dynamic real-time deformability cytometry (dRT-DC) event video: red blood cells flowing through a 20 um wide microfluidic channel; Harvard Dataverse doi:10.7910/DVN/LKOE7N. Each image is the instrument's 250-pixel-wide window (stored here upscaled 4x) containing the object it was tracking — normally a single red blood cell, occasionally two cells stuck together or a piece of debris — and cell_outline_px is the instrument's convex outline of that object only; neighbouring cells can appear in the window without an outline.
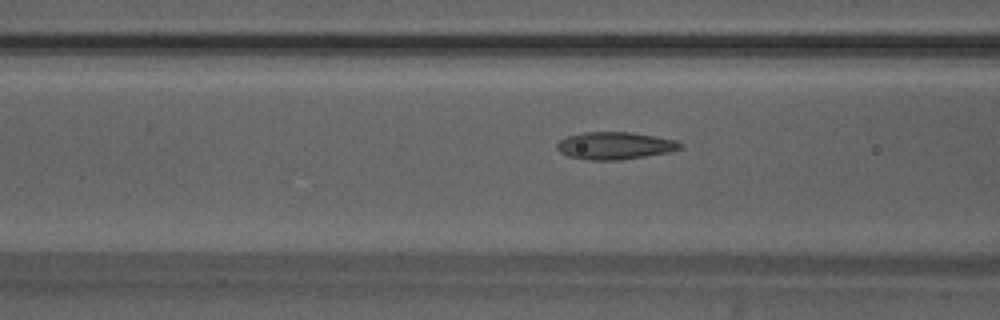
{"species": "Egyptian fruit bat (a non-hibernating species)", "species_latin": "Rousettus aegyptiacus", "temperature_condition": "warm", "stored_images_in_passage": 38, "camera_frame_rate_fps": 3000, "um_per_image_px": 0.085, "animal": {"sex": "male"}, "frame": {"image": 1, "passage_image": 6, "time_ms": 1.667, "image_size_px": [1000, 320], "cell_outline_px": [[684, 144], [680, 148], [668, 152], [620, 160], [584, 160], [568, 156], [560, 152], [556, 148], [556, 144], [560, 140], [568, 136], [584, 132], [632, 132], [676, 140]], "centroid_in_image_um": [52.24, 12.38], "position_along_channel_um": 114.4, "area_um2": 19.65}}
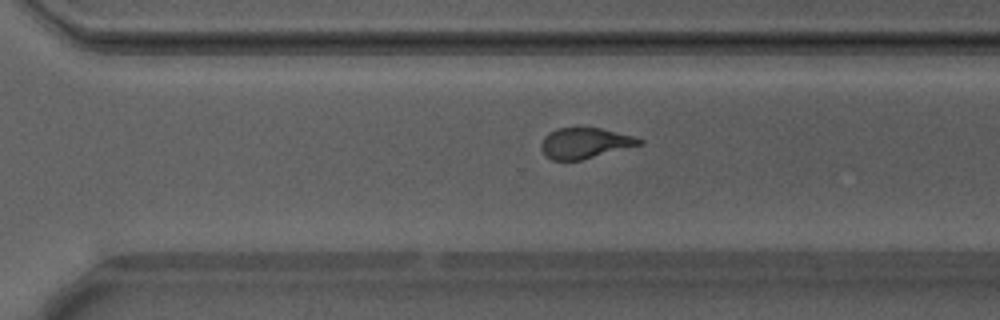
{"frame": {"image": 2, "passage_image": 22, "time_ms": 7.0, "image_size_px": [1000, 320], "cell_outline_px": [[644, 140], [640, 144], [580, 160], [552, 160], [544, 156], [540, 148], [540, 144], [544, 136], [556, 128], [600, 128], [636, 136]], "centroid_in_image_um": [49.66, 12.16], "position_along_channel_um": 320.9, "area_um2": 17.4}}
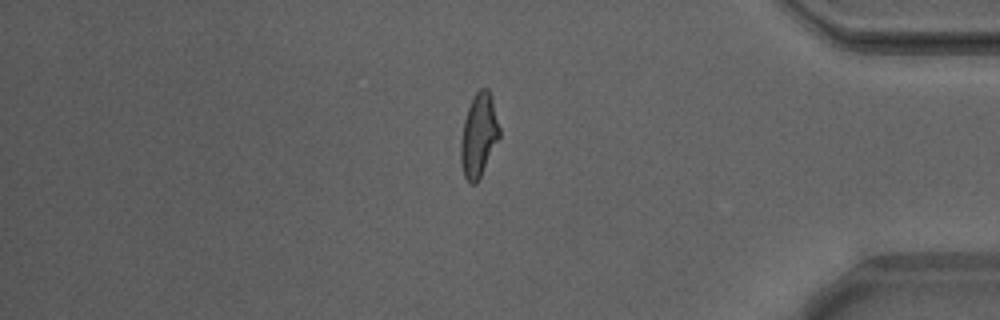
{"frame": {"image": 3, "passage_image": 30, "time_ms": 9.667, "image_size_px": [1000, 320], "cell_outline_px": [[500, 136], [476, 184], [472, 184], [464, 176], [460, 160], [460, 140], [464, 120], [472, 96], [480, 88], [488, 88], [492, 100], [500, 128]], "centroid_in_image_um": [40.68, 11.48], "position_along_channel_um": 394.5, "area_um2": 18.61}, "authors_computed_cell_mechanics": {"area_um2": 18.6405, "velocity_mm_per_s": 3.8851, "shape_relaxation_time_tau1_ms": 6.7779, "shape_relaxation_time_tau2_ms": 1.629, "deformation_change_tau1": 0.1995, "deformation_change_tau2": 0.1008}}